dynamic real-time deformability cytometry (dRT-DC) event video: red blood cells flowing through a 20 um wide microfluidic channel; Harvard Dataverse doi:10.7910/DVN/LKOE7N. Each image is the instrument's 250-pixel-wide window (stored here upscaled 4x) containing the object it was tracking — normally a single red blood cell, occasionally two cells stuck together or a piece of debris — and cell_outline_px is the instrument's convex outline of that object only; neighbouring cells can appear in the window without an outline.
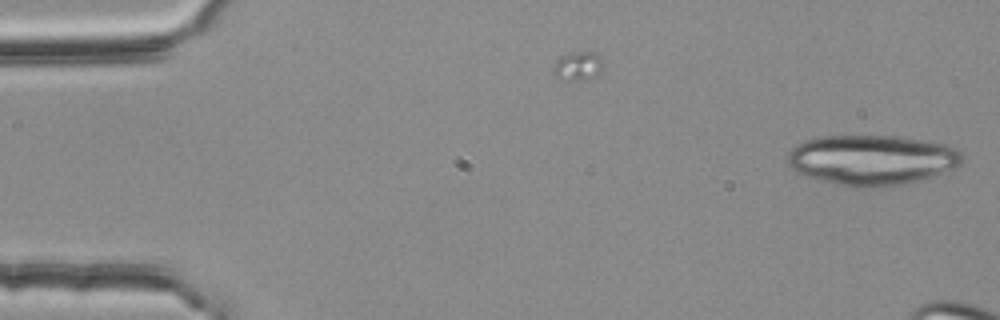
{"species": "common noctule bat (a hibernating species)", "species_latin": "Nyctalus noctula", "temperature_condition": "room temperature", "stored_images_in_passage": 10, "camera_frame_rate_fps": 3000, "um_per_image_px": 0.085, "animal": {"sex": "female", "body_mass_g": 25.1}, "frame": {"image": 1, "passage_image": 1, "time_ms": 0.0, "image_size_px": [1000, 320], "cell_outline_px": [[964, 160], [960, 164], [952, 168], [932, 176], [920, 180], [900, 184], [876, 188], [856, 188], [836, 184], [804, 176], [796, 172], [788, 164], [788, 152], [796, 144], [804, 140], [820, 136], [892, 136], [944, 144], [956, 148], [960, 152]], "centroid_in_image_um": [74.05, 13.6], "position_along_channel_um": 11.0, "area_um2": 50.98}}